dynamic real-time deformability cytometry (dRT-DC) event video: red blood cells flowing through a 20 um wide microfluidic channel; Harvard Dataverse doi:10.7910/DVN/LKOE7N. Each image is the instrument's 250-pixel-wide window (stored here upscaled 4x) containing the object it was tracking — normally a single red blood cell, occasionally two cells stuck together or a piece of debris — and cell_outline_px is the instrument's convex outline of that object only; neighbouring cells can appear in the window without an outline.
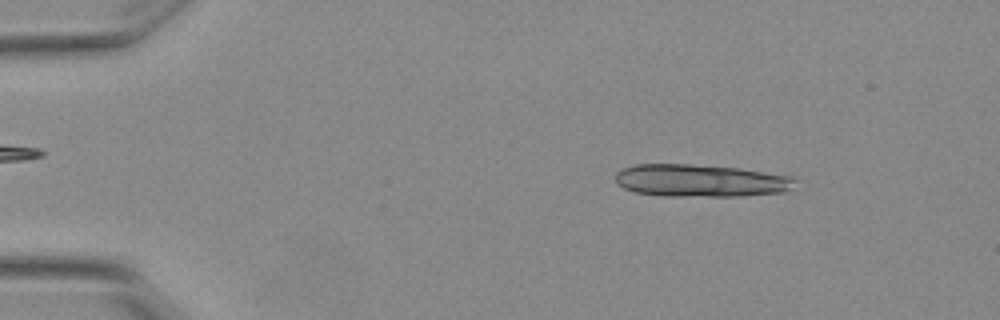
{"species": "Egyptian fruit bat (a non-hibernating species)", "species_latin": "Rousettus aegyptiacus", "temperature_condition": "warm", "stored_images_in_passage": 16, "camera_frame_rate_fps": 3000, "um_per_image_px": 0.085, "animal": {"sex": "female"}, "frame": {"image": 1, "passage_image": 7, "time_ms": 2.0, "image_size_px": [1000, 320], "cell_outline_px": [[796, 180], [792, 188], [784, 192], [740, 196], [664, 196], [636, 192], [624, 188], [616, 180], [616, 172], [624, 168], [636, 164], [688, 164], [740, 168], [792, 176]], "centroid_in_image_um": [59.58, 15.35], "position_along_channel_um": 25.4, "area_um2": 33.99}}